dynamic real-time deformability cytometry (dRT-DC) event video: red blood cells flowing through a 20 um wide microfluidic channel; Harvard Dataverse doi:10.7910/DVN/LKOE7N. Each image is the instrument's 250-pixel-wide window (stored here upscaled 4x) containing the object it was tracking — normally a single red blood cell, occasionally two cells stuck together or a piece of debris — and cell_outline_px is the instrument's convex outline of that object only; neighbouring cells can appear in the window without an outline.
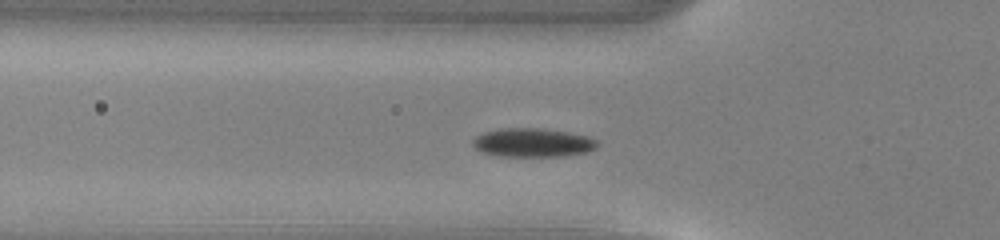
{"species": "common noctule bat (a hibernating species)", "species_latin": "Nyctalus noctula", "temperature_condition": "warm", "stored_images_in_passage": 38, "camera_frame_rate_fps": 3000, "um_per_image_px": 0.085, "animal": {"sex": "male", "body_mass_g": 13.0, "forearm_length_mm": 53.1}, "frame": {"image": 1, "passage_image": 4, "time_ms": 1.0, "image_size_px": [1000, 240], "cell_outline_px": [[600, 144], [596, 148], [584, 152], [564, 156], [500, 156], [480, 152], [472, 144], [472, 140], [476, 136], [484, 132], [500, 128], [544, 128], [568, 132], [588, 136], [596, 140]], "centroid_in_image_um": [45.27, 12.11], "position_along_channel_um": 80.5, "area_um2": 20.98}}
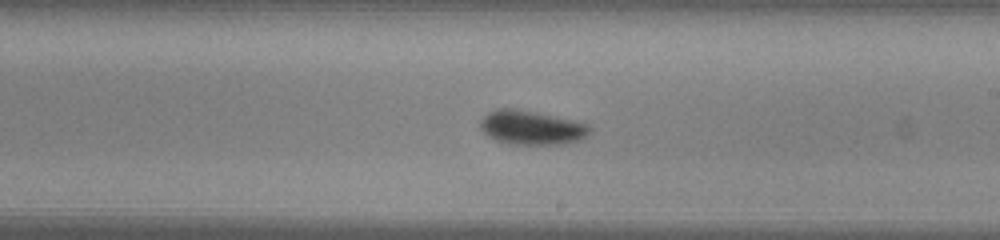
{"frame": {"image": 2, "passage_image": 16, "time_ms": 5.0, "image_size_px": [1000, 240], "cell_outline_px": [[592, 128], [580, 140], [560, 144], [508, 144], [496, 140], [488, 136], [480, 128], [480, 120], [488, 112], [496, 108], [508, 108], [532, 112], [588, 124]], "centroid_in_image_um": [45.12, 10.86], "position_along_channel_um": 243.9, "area_um2": 21.27}}
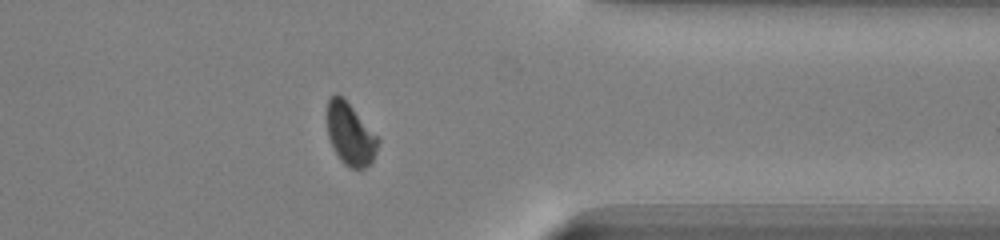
{"frame": {"image": 3, "passage_image": 27, "time_ms": 8.667, "image_size_px": [1000, 240], "cell_outline_px": [[380, 140], [372, 164], [364, 168], [348, 168], [340, 160], [328, 136], [328, 100], [336, 92], [352, 108]], "centroid_in_image_um": [29.79, 11.46], "position_along_channel_um": 381.6, "area_um2": 17.92}, "authors_computed_cell_mechanics": {"area_um2": 20.0855, "velocity_mm_per_s": 4.0934, "shape_relaxation_time_tau1_ms": 2.1763, "shape_relaxation_time_tau2_ms": null, "deformation_change_tau1": 0.0851, "deformation_change_tau2": null}}